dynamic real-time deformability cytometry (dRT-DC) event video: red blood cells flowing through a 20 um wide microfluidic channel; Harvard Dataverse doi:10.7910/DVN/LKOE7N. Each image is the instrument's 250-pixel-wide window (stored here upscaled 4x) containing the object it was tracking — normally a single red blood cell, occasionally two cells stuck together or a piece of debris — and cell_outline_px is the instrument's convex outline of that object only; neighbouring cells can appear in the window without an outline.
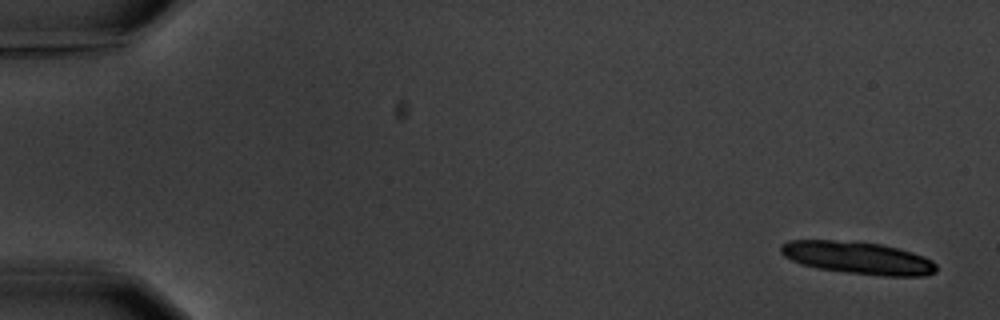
{"species": "common noctule bat (a hibernating species)", "species_latin": "Nyctalus noctula", "temperature_condition": "warm", "stored_images_in_passage": 14, "camera_frame_rate_fps": 3000, "um_per_image_px": 0.085, "animal": {"sex": "male", "body_mass_g": 20.1, "forearm_length_mm": 53.5}, "frame": {"image": 1, "passage_image": 1, "time_ms": 0.0, "image_size_px": [1000, 320], "cell_outline_px": [[936, 272], [924, 276], [884, 276], [848, 272], [816, 268], [800, 264], [784, 256], [780, 252], [780, 244], [788, 240], [856, 240], [880, 244], [912, 252], [924, 256], [932, 260], [936, 264]], "centroid_in_image_um": [72.9, 21.9], "position_along_channel_um": 12.1, "area_um2": 29.65}}
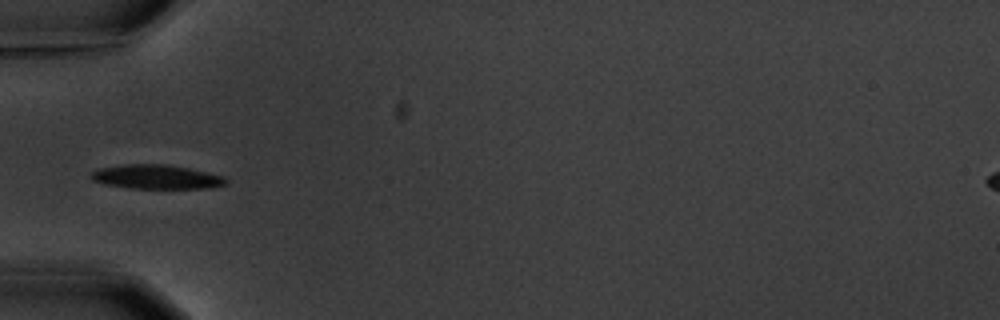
{"frame": {"image": 2, "passage_image": 5, "time_ms": 6.0, "image_size_px": [1000, 320], "cell_outline_px": [[228, 180], [224, 184], [208, 188], [128, 188], [104, 184], [92, 180], [88, 176], [96, 168], [124, 164], [164, 164], [188, 168], [224, 176]], "centroid_in_image_um": [13.22, 15.03], "position_along_channel_um": 71.8, "area_um2": 19.02}, "authors_computed_cell_mechanics": {"area_um2": 19.3341, "velocity_mm_per_s": 3.5796, "shape_relaxation_time_tau1_ms": 1.5816, "shape_relaxation_time_tau2_ms": null, "deformation_change_tau1": 0.1064, "deformation_change_tau2": null}}